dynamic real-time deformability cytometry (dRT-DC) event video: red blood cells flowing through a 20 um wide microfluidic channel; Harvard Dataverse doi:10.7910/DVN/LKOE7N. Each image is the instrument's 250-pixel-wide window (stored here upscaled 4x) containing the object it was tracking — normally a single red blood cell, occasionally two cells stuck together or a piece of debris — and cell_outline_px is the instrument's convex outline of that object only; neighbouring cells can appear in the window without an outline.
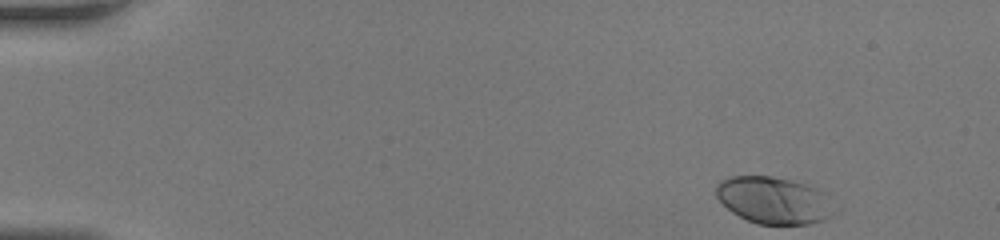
{"species": "human", "species_latin": "Homo sapiens", "temperature_condition": "room temperature", "stored_images_in_passage": 42, "camera_frame_rate_fps": 3000, "um_per_image_px": 0.085, "donor": {"sex": "female"}, "frame": {"image": 1, "passage_image": 1, "time_ms": 0.0, "image_size_px": [1000, 240], "cell_outline_px": [[840, 212], [824, 220], [808, 224], [756, 224], [732, 212], [716, 196], [716, 184], [720, 180], [728, 176], [772, 176], [804, 184], [816, 188], [840, 208]], "centroid_in_image_um": [65.83, 17.04], "position_along_channel_um": 19.2, "area_um2": 32.6}}
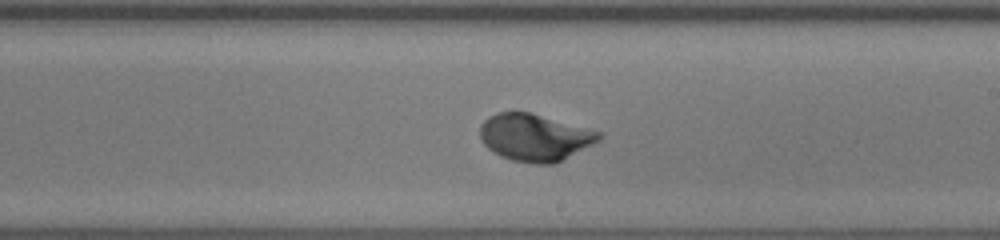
{"frame": {"image": 2, "passage_image": 24, "time_ms": 7.667, "image_size_px": [1000, 240], "cell_outline_px": [[600, 140], [556, 164], [532, 164], [512, 160], [500, 156], [492, 152], [480, 140], [480, 124], [488, 116], [496, 112], [532, 112], [600, 132]], "centroid_in_image_um": [45.41, 11.68], "position_along_channel_um": 243.6, "area_um2": 32.83}}
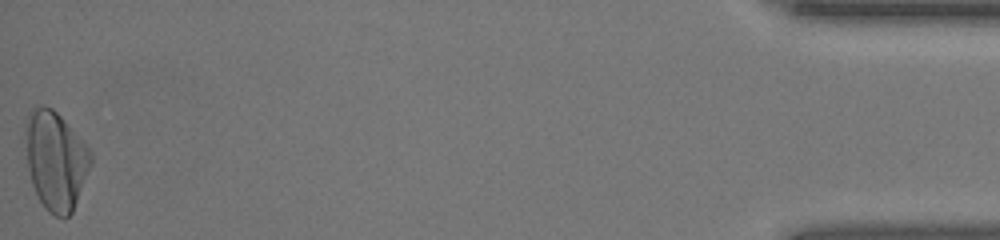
{"frame": {"image": 3, "passage_image": 42, "time_ms": 13.667, "image_size_px": [1000, 240], "cell_outline_px": [[92, 164], [72, 212], [64, 220], [48, 212], [44, 208], [32, 184], [28, 168], [24, 132], [24, 128], [28, 116], [32, 108], [44, 104], [52, 108], [64, 120], [92, 152]], "centroid_in_image_um": [4.72, 13.65], "position_along_channel_um": 430.5, "area_um2": 37.63}}